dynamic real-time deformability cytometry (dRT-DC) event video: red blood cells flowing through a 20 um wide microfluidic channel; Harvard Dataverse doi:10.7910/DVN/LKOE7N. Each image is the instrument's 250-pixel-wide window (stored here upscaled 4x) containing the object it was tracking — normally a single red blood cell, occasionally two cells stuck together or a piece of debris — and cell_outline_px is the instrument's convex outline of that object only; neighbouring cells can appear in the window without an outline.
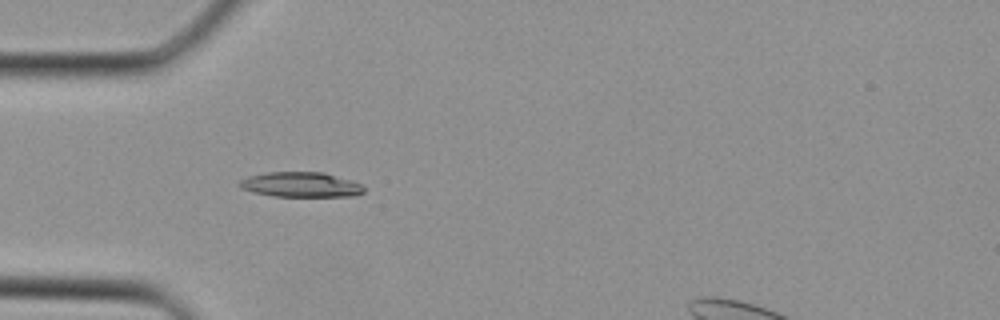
{"species": "Egyptian fruit bat (a non-hibernating species)", "species_latin": "Rousettus aegyptiacus", "temperature_condition": "cold", "stored_images_in_passage": 35, "segment_of_instrument_passage": [1, 2], "camera_frame_rate_fps": 3000, "um_per_image_px": 0.085, "animal": {"sex": "female"}, "frame": {"image": 1, "passage_image": 11, "time_ms": 3.333, "image_size_px": [1000, 320], "cell_outline_px": [[364, 192], [356, 196], [272, 196], [252, 192], [240, 188], [236, 184], [240, 180], [248, 176], [268, 172], [324, 172], [360, 184], [364, 188]], "centroid_in_image_um": [25.51, 15.7], "position_along_channel_um": 59.5, "area_um2": 18.09}}
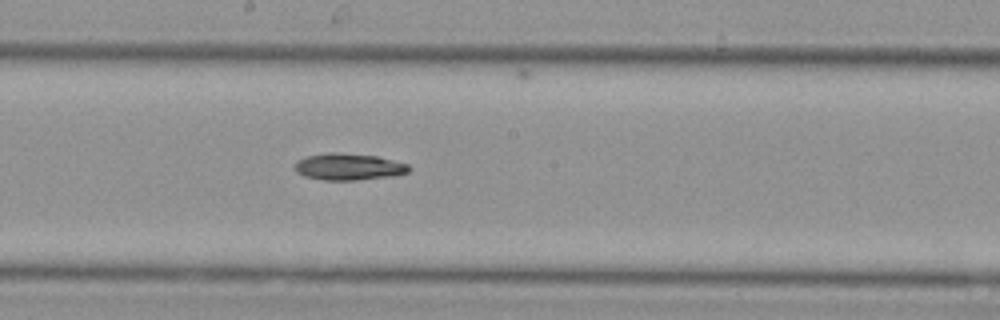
{"frame": {"image": 2, "passage_image": 20, "time_ms": 6.333, "image_size_px": [1000, 320], "cell_outline_px": [[412, 168], [408, 172], [392, 176], [356, 180], [324, 180], [304, 176], [296, 172], [296, 160], [304, 156], [328, 152], [336, 152], [376, 156], [408, 164]], "centroid_in_image_um": [29.61, 14.17], "position_along_channel_um": 218.6, "area_um2": 17.8}}
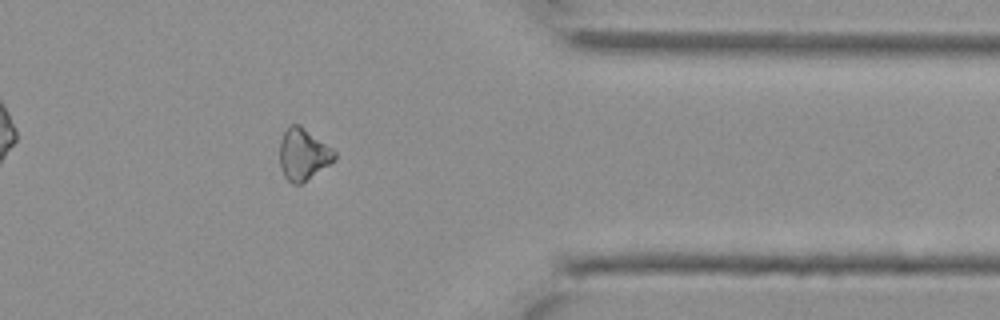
{"frame": {"image": 3, "passage_image": 30, "time_ms": 9.667, "image_size_px": [1000, 320], "cell_outline_px": [[336, 160], [332, 164], [300, 184], [292, 184], [284, 176], [280, 168], [280, 140], [288, 124], [300, 124], [332, 148], [336, 152]], "centroid_in_image_um": [25.78, 13.11], "position_along_channel_um": 385.6, "area_um2": 16.76}}